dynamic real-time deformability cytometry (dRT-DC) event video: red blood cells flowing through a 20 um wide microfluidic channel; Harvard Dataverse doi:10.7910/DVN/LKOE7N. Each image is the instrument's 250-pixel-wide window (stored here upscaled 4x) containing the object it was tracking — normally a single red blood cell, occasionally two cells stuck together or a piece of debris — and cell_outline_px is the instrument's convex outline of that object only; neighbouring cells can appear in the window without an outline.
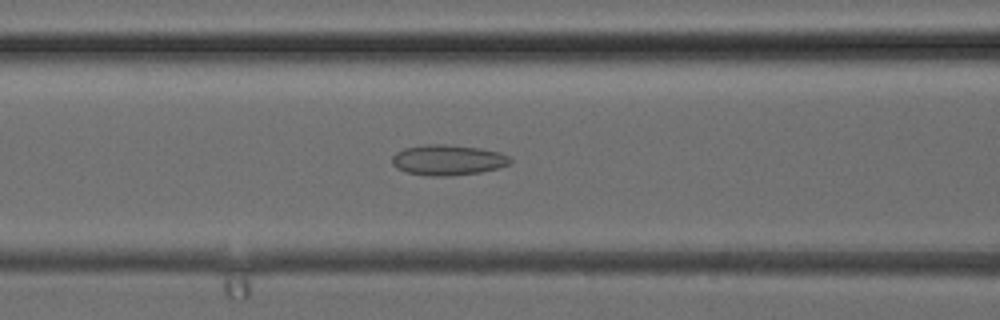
{"species": "common noctule bat (a hibernating species)", "species_latin": "Nyctalus noctula", "temperature_condition": "cold", "stored_images_in_passage": 38, "camera_frame_rate_fps": 3000, "um_per_image_px": 0.085, "animal": {"sex": "female", "body_mass_g": 24.6, "forearm_length_mm": 56.2}, "frame": {"image": 1, "passage_image": 16, "time_ms": 5.0, "image_size_px": [1000, 320], "cell_outline_px": [[512, 160], [508, 164], [496, 168], [480, 172], [448, 176], [428, 176], [408, 172], [396, 168], [392, 164], [392, 156], [396, 152], [404, 148], [428, 144], [444, 144], [480, 148], [500, 152], [508, 156]], "centroid_in_image_um": [38.04, 13.59], "position_along_channel_um": 128.6, "area_um2": 20.87}}
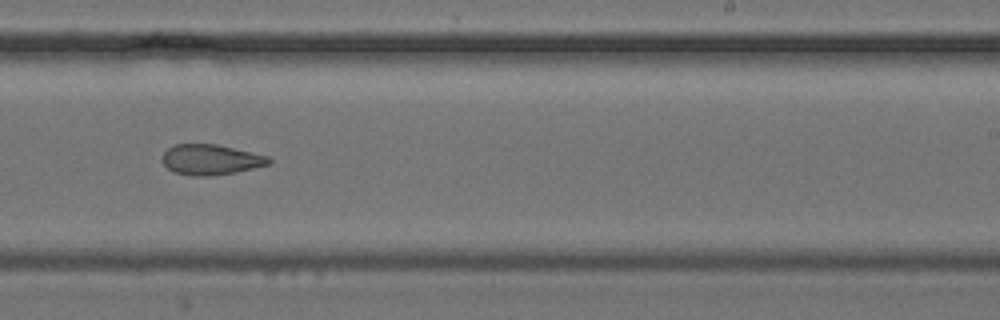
{"frame": {"image": 2, "passage_image": 24, "time_ms": 7.667, "image_size_px": [1000, 320], "cell_outline_px": [[272, 160], [268, 164], [236, 172], [212, 176], [192, 176], [172, 172], [160, 160], [160, 156], [172, 144], [216, 144], [272, 156]], "centroid_in_image_um": [17.89, 13.56], "position_along_channel_um": 271.1, "area_um2": 19.19}}
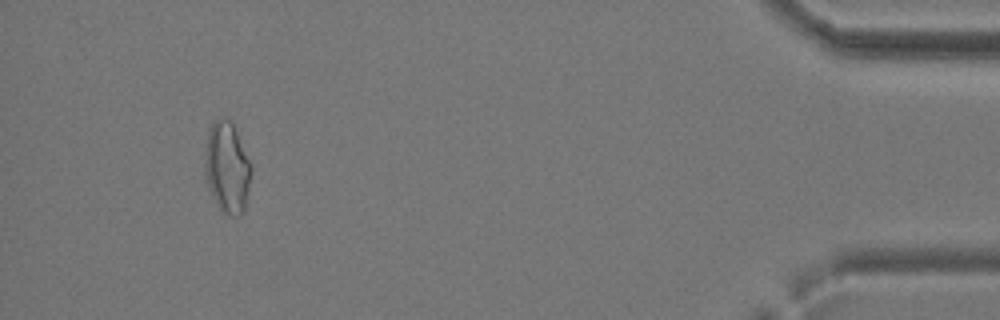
{"frame": {"image": 3, "passage_image": 36, "time_ms": 11.667, "image_size_px": [1000, 320], "cell_outline_px": [[252, 168], [244, 212], [240, 216], [232, 216], [224, 212], [220, 208], [212, 196], [204, 180], [204, 164], [208, 128], [216, 120], [228, 116], [252, 164]], "centroid_in_image_um": [19.29, 14.25], "position_along_channel_um": 415.9, "area_um2": 24.74}}